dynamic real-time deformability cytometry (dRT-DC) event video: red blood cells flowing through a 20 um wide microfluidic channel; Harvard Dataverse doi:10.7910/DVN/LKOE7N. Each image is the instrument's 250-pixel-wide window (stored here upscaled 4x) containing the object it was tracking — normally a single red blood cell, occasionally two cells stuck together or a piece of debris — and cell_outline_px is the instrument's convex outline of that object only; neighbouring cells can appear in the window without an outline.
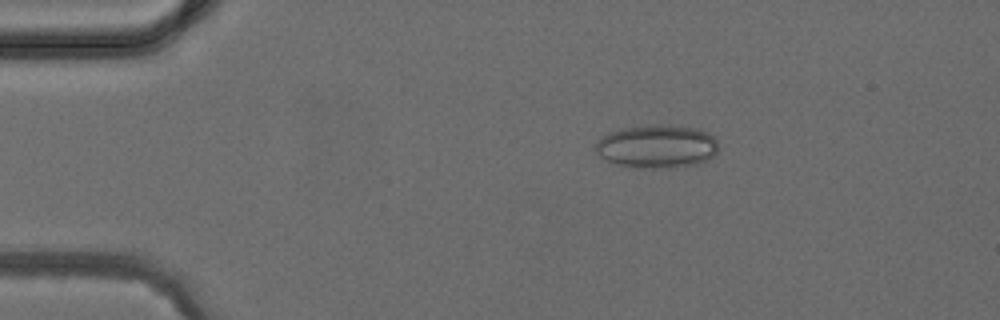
{"species": "common noctule bat (a hibernating species)", "species_latin": "Nyctalus noctula", "temperature_condition": "cold", "stored_images_in_passage": 4, "camera_frame_rate_fps": 3000, "um_per_image_px": 0.085, "animal": {"sex": "female", "body_mass_g": 24.6, "forearm_length_mm": 56.2}, "frame": {"image": 1, "passage_image": 2, "time_ms": 2.0, "image_size_px": [1000, 320], "cell_outline_px": [[716, 152], [708, 160], [696, 164], [668, 168], [648, 168], [616, 164], [600, 156], [592, 148], [600, 136], [608, 132], [620, 128], [656, 124], [696, 128], [708, 132], [716, 140]], "centroid_in_image_um": [55.79, 12.43], "position_along_channel_um": 29.2, "area_um2": 31.04}}